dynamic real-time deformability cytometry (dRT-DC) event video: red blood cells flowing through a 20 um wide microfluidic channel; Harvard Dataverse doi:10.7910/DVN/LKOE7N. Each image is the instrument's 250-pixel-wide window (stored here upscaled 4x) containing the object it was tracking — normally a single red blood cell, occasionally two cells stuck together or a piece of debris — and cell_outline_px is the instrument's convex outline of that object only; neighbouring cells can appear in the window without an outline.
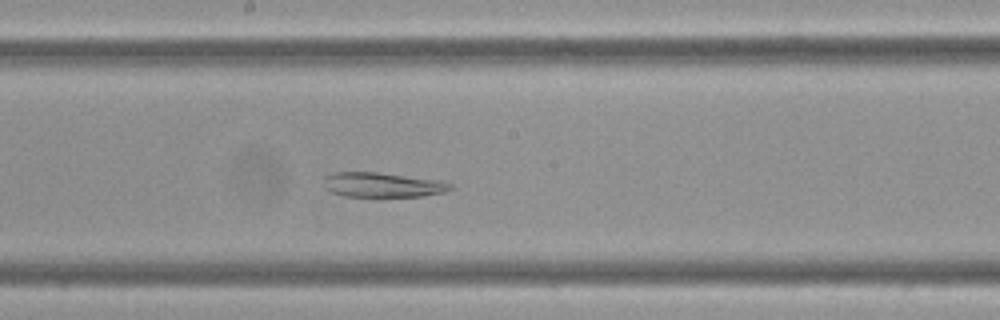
{"species": "Egyptian fruit bat (a non-hibernating species)", "species_latin": "Rousettus aegyptiacus", "temperature_condition": "cold", "stored_images_in_passage": 55, "camera_frame_rate_fps": 3000, "um_per_image_px": 0.085, "frame": {"image": 1, "passage_image": 28, "time_ms": 9.0, "image_size_px": [1000, 320], "cell_outline_px": [[452, 188], [444, 192], [424, 196], [380, 200], [376, 200], [344, 196], [332, 192], [324, 188], [324, 176], [336, 172], [376, 172], [440, 180], [452, 184]], "centroid_in_image_um": [32.5, 15.77], "position_along_channel_um": 215.7, "area_um2": 19.36}}
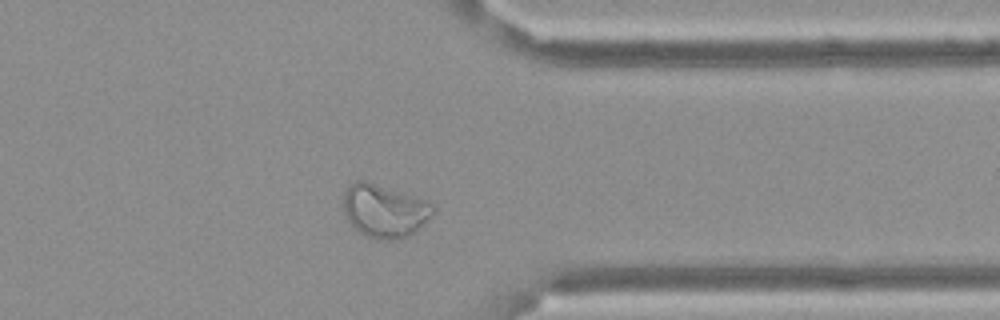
{"frame": {"image": 2, "passage_image": 43, "time_ms": 14.0, "image_size_px": [1000, 320], "cell_outline_px": [[436, 212], [416, 232], [408, 236], [396, 240], [376, 240], [360, 232], [348, 220], [344, 212], [344, 192], [356, 180], [364, 180], [416, 196], [432, 204], [436, 208]], "centroid_in_image_um": [32.72, 17.93], "position_along_channel_um": 378.7, "area_um2": 27.8}}
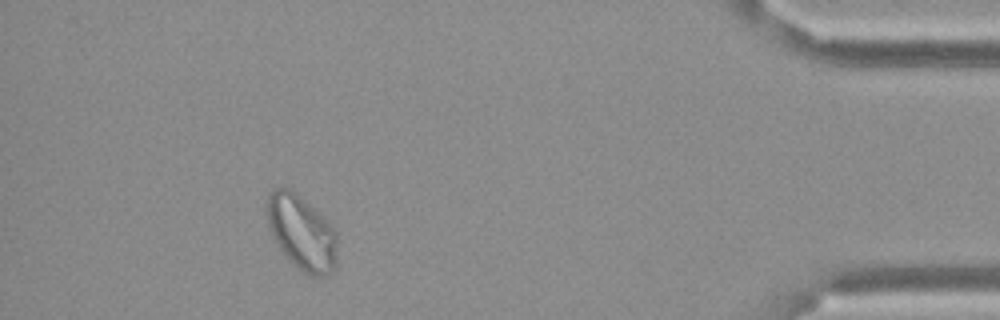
{"frame": {"image": 3, "passage_image": 50, "time_ms": 16.333, "image_size_px": [1000, 320], "cell_outline_px": [[336, 268], [332, 272], [324, 276], [312, 276], [304, 272], [292, 264], [280, 248], [272, 236], [268, 228], [264, 208], [264, 204], [268, 192], [272, 188], [292, 188], [316, 208], [332, 224], [336, 232]], "centroid_in_image_um": [25.61, 19.7], "position_along_channel_um": 409.6, "area_um2": 31.56}}